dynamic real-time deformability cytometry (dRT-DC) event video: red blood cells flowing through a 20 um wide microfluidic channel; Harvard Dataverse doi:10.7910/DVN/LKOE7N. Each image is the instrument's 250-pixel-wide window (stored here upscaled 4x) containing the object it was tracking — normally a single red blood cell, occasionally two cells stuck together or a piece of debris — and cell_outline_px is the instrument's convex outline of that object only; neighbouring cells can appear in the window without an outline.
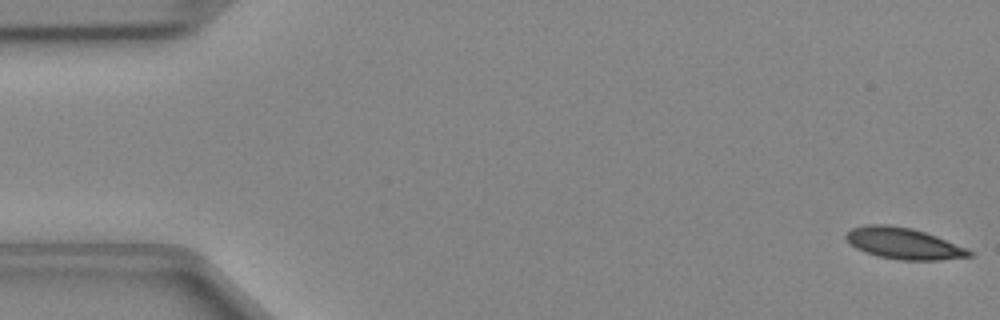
{"species": "Egyptian fruit bat (a non-hibernating species)", "species_latin": "Rousettus aegyptiacus", "temperature_condition": "cold", "stored_images_in_passage": 48, "camera_frame_rate_fps": 3000, "um_per_image_px": 0.085, "animal": {"sex": "female"}, "frame": {"image": 1, "passage_image": 1, "time_ms": 0.0, "image_size_px": [1000, 320], "cell_outline_px": [[972, 256], [940, 260], [900, 260], [880, 256], [856, 248], [844, 236], [852, 228], [868, 224], [888, 224], [912, 228], [936, 236], [964, 248], [972, 252]], "centroid_in_image_um": [76.79, 20.68], "position_along_channel_um": 8.2, "area_um2": 22.02}}
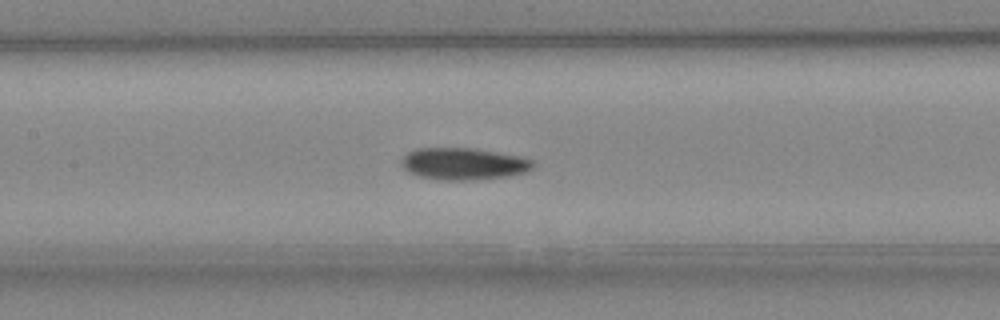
{"frame": {"image": 2, "passage_image": 22, "time_ms": 7.0, "image_size_px": [1000, 320], "cell_outline_px": [[536, 164], [528, 172], [508, 176], [468, 180], [444, 180], [420, 176], [408, 172], [400, 164], [400, 160], [408, 152], [416, 148], [472, 148], [524, 156], [536, 160]], "centroid_in_image_um": [39.46, 13.91], "position_along_channel_um": 167.9, "area_um2": 24.8}}
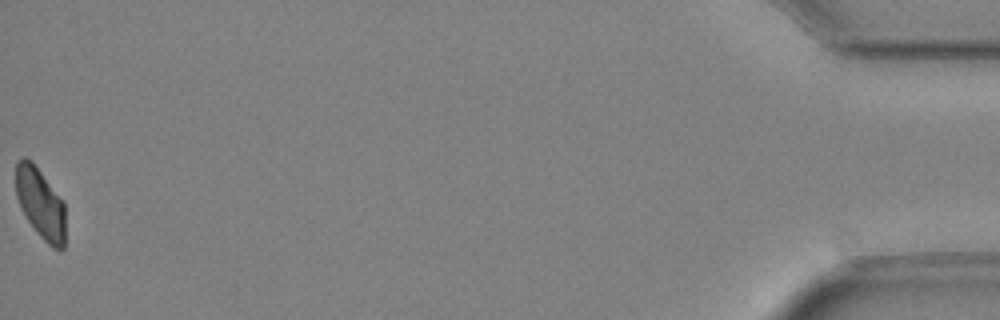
{"frame": {"image": 3, "passage_image": 48, "time_ms": 15.667, "image_size_px": [1000, 320], "cell_outline_px": [[64, 248], [60, 252], [52, 248], [36, 232], [28, 220], [16, 196], [16, 160], [24, 156], [32, 160], [64, 200]], "centroid_in_image_um": [3.45, 17.26], "position_along_channel_um": 431.8, "area_um2": 20.63}}